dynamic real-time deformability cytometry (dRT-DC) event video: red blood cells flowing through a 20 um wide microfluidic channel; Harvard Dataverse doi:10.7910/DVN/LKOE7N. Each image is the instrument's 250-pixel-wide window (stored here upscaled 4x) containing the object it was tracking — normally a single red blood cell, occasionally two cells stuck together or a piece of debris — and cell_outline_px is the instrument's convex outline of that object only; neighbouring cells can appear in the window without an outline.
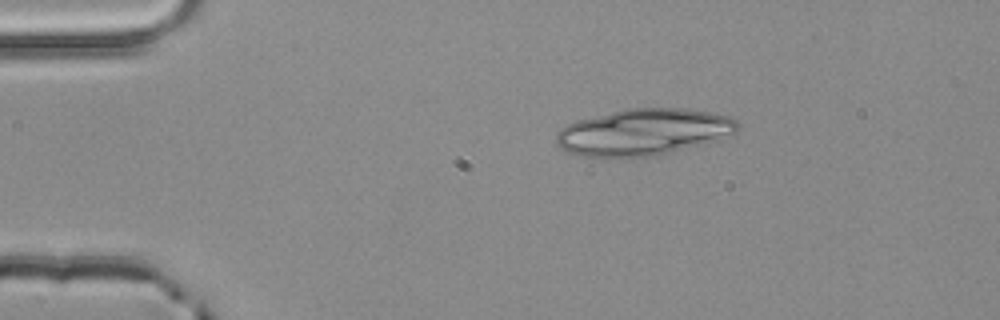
{"species": "common noctule bat (a hibernating species)", "species_latin": "Nyctalus noctula", "temperature_condition": "room temperature", "stored_images_in_passage": 3, "camera_frame_rate_fps": 3000, "um_per_image_px": 0.085, "animal": {"sex": "male", "body_mass_g": 20.4}, "frame": {"image": 1, "passage_image": 1, "time_ms": 0.0, "image_size_px": [1000, 320], "cell_outline_px": [[740, 124], [736, 132], [720, 140], [656, 156], [632, 160], [608, 160], [580, 156], [556, 148], [556, 132], [560, 128], [576, 120], [624, 108], [684, 108], [712, 112], [732, 116]], "centroid_in_image_um": [54.66, 11.27], "position_along_channel_um": 30.3, "area_um2": 51.21}}